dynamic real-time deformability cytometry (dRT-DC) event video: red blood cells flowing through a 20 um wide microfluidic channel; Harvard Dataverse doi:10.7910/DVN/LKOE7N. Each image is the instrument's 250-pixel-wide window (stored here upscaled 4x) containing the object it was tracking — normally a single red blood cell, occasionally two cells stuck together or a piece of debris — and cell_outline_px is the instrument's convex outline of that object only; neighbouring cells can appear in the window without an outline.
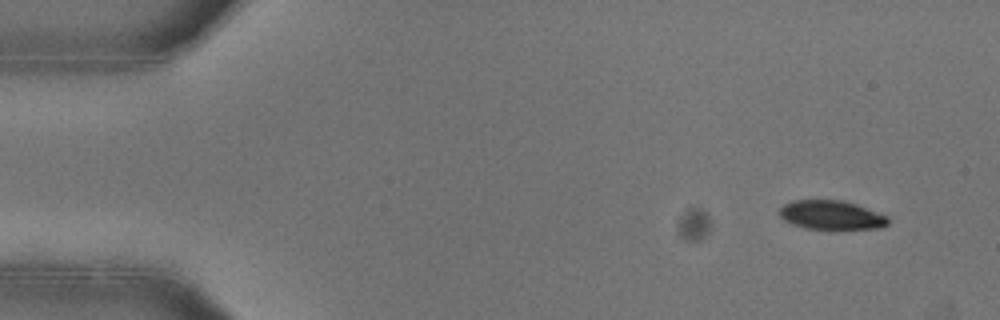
{"species": "common noctule bat (a hibernating species)", "species_latin": "Nyctalus noctula", "temperature_condition": "warm", "stored_images_in_passage": 51, "camera_frame_rate_fps": 3000, "um_per_image_px": 0.085, "animal": {"sex": "female"}, "frame": {"image": 1, "passage_image": 3, "time_ms": 0.667, "image_size_px": [1000, 320], "cell_outline_px": [[888, 224], [880, 228], [804, 228], [792, 224], [784, 220], [780, 216], [780, 208], [784, 204], [792, 200], [844, 200], [856, 204], [888, 216]], "centroid_in_image_um": [70.65, 18.26], "position_along_channel_um": 14.4, "area_um2": 18.15}}
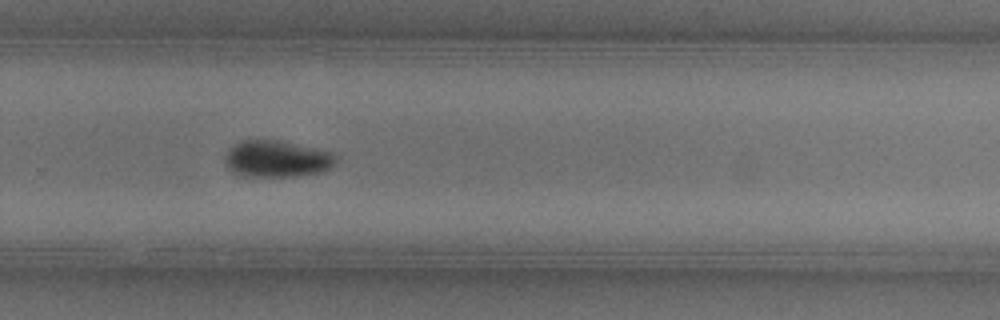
{"frame": {"image": 2, "passage_image": 34, "time_ms": 11.0, "image_size_px": [1000, 320], "cell_outline_px": [[340, 156], [336, 164], [320, 172], [300, 176], [240, 176], [232, 172], [224, 164], [224, 156], [228, 148], [244, 140], [276, 140], [336, 152]], "centroid_in_image_um": [23.56, 13.51], "position_along_channel_um": 306.2, "area_um2": 24.1}}
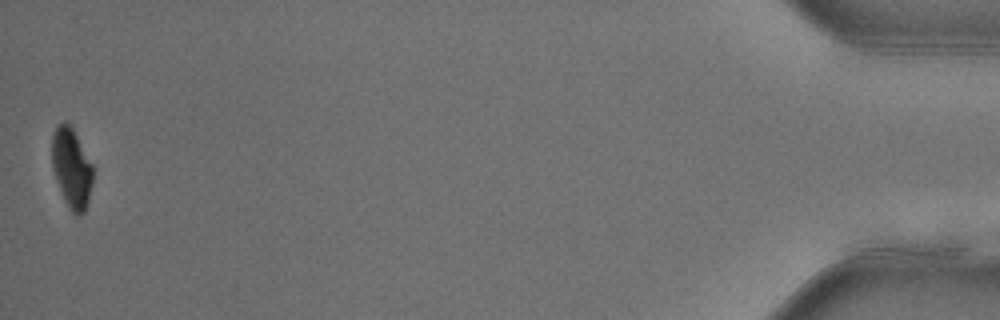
{"frame": {"image": 3, "passage_image": 51, "time_ms": 16.667, "image_size_px": [1000, 320], "cell_outline_px": [[92, 184], [88, 200], [84, 212], [80, 216], [76, 216], [72, 212], [64, 200], [56, 180], [52, 168], [52, 132], [64, 120], [72, 128], [92, 164]], "centroid_in_image_um": [6.07, 14.31], "position_along_channel_um": 429.1, "area_um2": 18.84}, "authors_computed_cell_mechanics": {"area_um2": 21.7328, "velocity_mm_per_s": 3.9465, "shape_relaxation_time_tau1_ms": 3.3057, "shape_relaxation_time_tau2_ms": null, "deformation_change_tau1": 0.1396, "deformation_change_tau2": null}}